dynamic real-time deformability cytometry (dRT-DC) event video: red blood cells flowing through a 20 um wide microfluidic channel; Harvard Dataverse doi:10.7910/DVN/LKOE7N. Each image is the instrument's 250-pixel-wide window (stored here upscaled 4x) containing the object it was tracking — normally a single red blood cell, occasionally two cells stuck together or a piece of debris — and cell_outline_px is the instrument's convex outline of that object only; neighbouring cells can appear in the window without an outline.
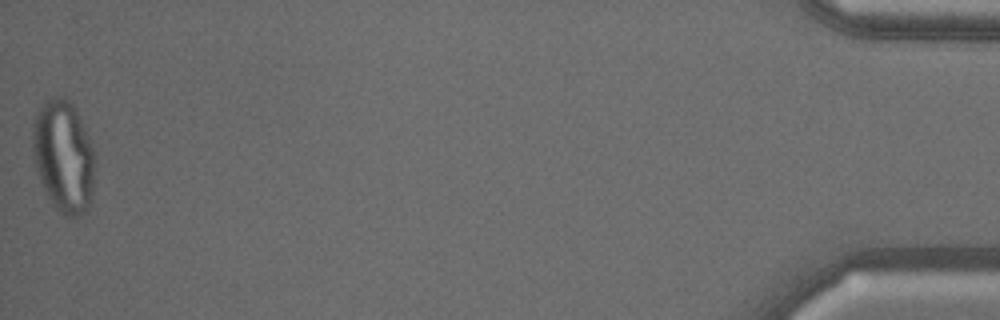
{"species": "common noctule bat (a hibernating species)", "species_latin": "Nyctalus noctula", "temperature_condition": "warm", "stored_images_in_passage": 52, "camera_frame_rate_fps": 3000, "um_per_image_px": 0.085, "animal": {"sex": "male", "body_mass_g": 18.8}, "frame": {"image": 1, "passage_image": 52, "time_ms": 17.0, "image_size_px": [1000, 320], "cell_outline_px": [[96, 152], [92, 200], [88, 208], [80, 216], [64, 216], [52, 204], [40, 180], [36, 168], [32, 148], [32, 124], [44, 100], [52, 96], [64, 96], [72, 104]], "centroid_in_image_um": [5.42, 13.29], "position_along_channel_um": 429.8, "area_um2": 40.98}}